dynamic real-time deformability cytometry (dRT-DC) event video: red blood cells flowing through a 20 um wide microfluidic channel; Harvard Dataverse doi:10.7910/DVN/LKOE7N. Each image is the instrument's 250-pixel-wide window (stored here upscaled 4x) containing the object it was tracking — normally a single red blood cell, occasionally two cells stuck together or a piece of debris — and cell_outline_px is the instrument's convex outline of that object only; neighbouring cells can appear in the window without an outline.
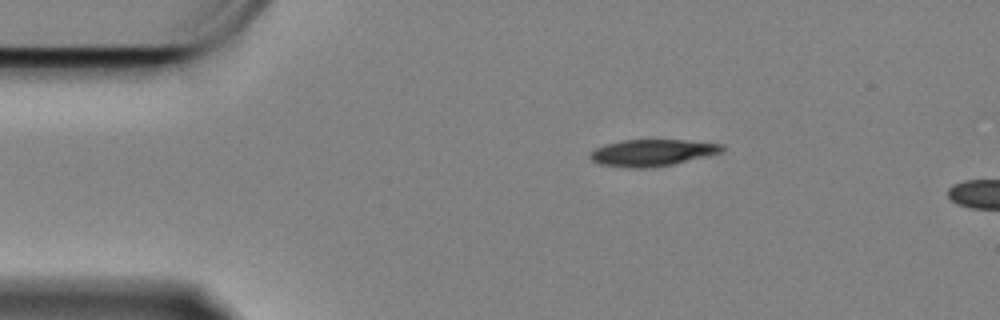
{"species": "Egyptian fruit bat (a non-hibernating species)", "species_latin": "Rousettus aegyptiacus", "temperature_condition": "cold", "stored_images_in_passage": 5, "camera_frame_rate_fps": 3000, "um_per_image_px": 0.085, "animal": {"sex": "female"}, "frame": {"image": 1, "passage_image": 1, "time_ms": 0.0, "image_size_px": [1000, 320], "cell_outline_px": [[724, 152], [672, 164], [648, 168], [632, 168], [600, 164], [592, 160], [588, 156], [596, 148], [604, 144], [624, 140], [684, 140], [724, 144]], "centroid_in_image_um": [55.45, 12.97], "position_along_channel_um": 29.5, "area_um2": 20.4}}